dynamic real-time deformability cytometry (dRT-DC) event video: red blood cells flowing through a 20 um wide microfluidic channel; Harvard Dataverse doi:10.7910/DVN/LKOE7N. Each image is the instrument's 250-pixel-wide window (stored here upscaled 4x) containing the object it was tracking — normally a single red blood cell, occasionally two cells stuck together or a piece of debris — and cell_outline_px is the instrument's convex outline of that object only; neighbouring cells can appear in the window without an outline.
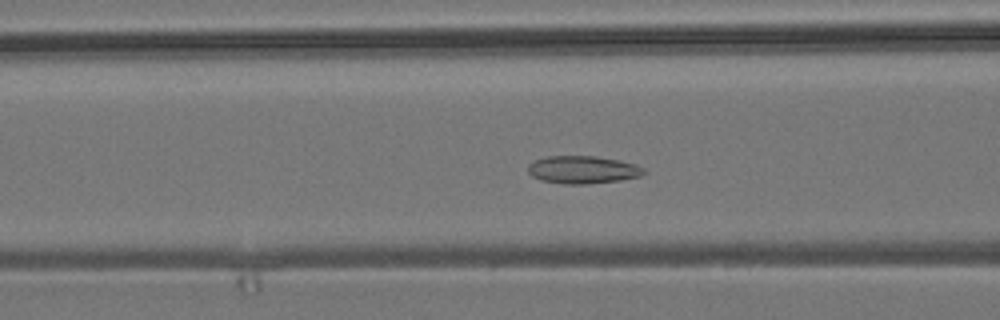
{"species": "common noctule bat (a hibernating species)", "species_latin": "Nyctalus noctula", "temperature_condition": "room temperature", "stored_images_in_passage": 52, "camera_frame_rate_fps": 3000, "um_per_image_px": 0.085, "animal": {"sex": "male", "body_mass_g": 19.2, "forearm_length_mm": 51.8}, "frame": {"image": 1, "passage_image": 19, "time_ms": 6.0, "image_size_px": [1000, 320], "cell_outline_px": [[644, 172], [640, 176], [620, 180], [584, 184], [564, 184], [540, 180], [532, 176], [528, 172], [528, 164], [536, 160], [548, 156], [596, 156], [620, 160], [636, 164], [644, 168]], "centroid_in_image_um": [49.52, 14.42], "position_along_channel_um": 117.1, "area_um2": 18.67}}
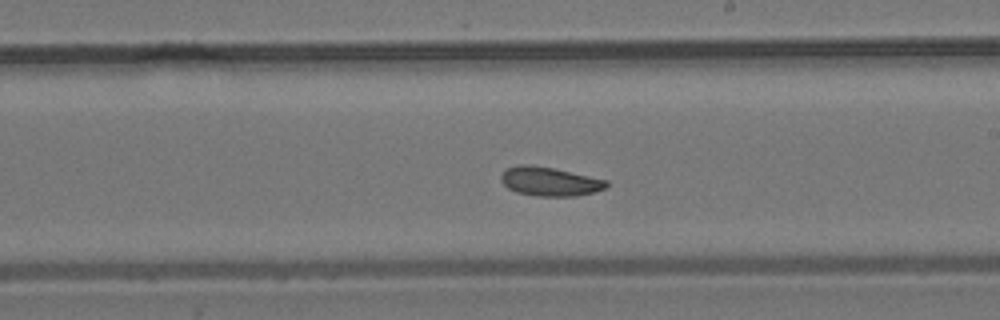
{"frame": {"image": 2, "passage_image": 29, "time_ms": 9.333, "image_size_px": [1000, 320], "cell_outline_px": [[608, 184], [604, 188], [592, 192], [576, 196], [536, 196], [516, 192], [508, 188], [500, 180], [500, 176], [508, 168], [520, 164], [532, 164], [552, 168], [608, 180]], "centroid_in_image_um": [46.7, 15.42], "position_along_channel_um": 242.3, "area_um2": 17.63}}
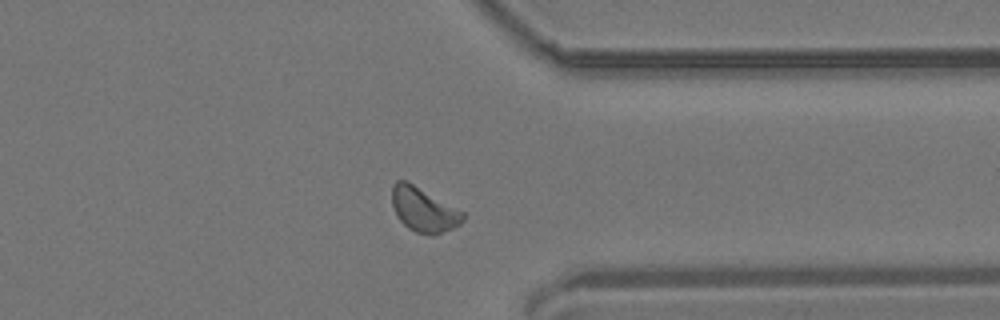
{"frame": {"image": 3, "passage_image": 40, "time_ms": 13.0, "image_size_px": [1000, 320], "cell_outline_px": [[464, 220], [460, 224], [452, 228], [432, 236], [416, 232], [408, 228], [396, 216], [392, 204], [392, 184], [396, 180], [408, 180], [464, 212]], "centroid_in_image_um": [35.99, 17.8], "position_along_channel_um": 375.4, "area_um2": 18.5}, "authors_computed_cell_mechanics": {"area_um2": 17.9469, "velocity_mm_per_s": 3.7555, "shape_relaxation_time_tau1_ms": null, "shape_relaxation_time_tau2_ms": 6.5148, "deformation_change_tau1": null, "deformation_change_tau2": 0.1152}}